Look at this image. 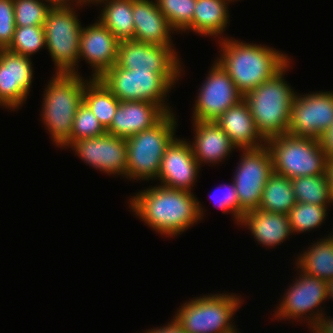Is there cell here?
Here are the masks:
<instances>
[{"instance_id": "obj_13", "label": "cell", "mask_w": 333, "mask_h": 333, "mask_svg": "<svg viewBox=\"0 0 333 333\" xmlns=\"http://www.w3.org/2000/svg\"><path fill=\"white\" fill-rule=\"evenodd\" d=\"M214 62L199 89L193 107L194 121H215L227 109L243 99V95L236 88L227 71L217 60Z\"/></svg>"}, {"instance_id": "obj_22", "label": "cell", "mask_w": 333, "mask_h": 333, "mask_svg": "<svg viewBox=\"0 0 333 333\" xmlns=\"http://www.w3.org/2000/svg\"><path fill=\"white\" fill-rule=\"evenodd\" d=\"M193 123L195 139L190 146L200 167L202 163L222 162L236 148L215 121Z\"/></svg>"}, {"instance_id": "obj_14", "label": "cell", "mask_w": 333, "mask_h": 333, "mask_svg": "<svg viewBox=\"0 0 333 333\" xmlns=\"http://www.w3.org/2000/svg\"><path fill=\"white\" fill-rule=\"evenodd\" d=\"M173 48L133 39L119 41L116 64L127 70L150 69L159 75H181L180 58Z\"/></svg>"}, {"instance_id": "obj_11", "label": "cell", "mask_w": 333, "mask_h": 333, "mask_svg": "<svg viewBox=\"0 0 333 333\" xmlns=\"http://www.w3.org/2000/svg\"><path fill=\"white\" fill-rule=\"evenodd\" d=\"M300 274L299 279L297 278L286 291L279 307H277L278 310L275 311L274 318L277 317L281 320L291 318L299 321V319L303 320L302 318L305 316L308 318L306 320H308L310 328H313L324 314L321 308L320 310L317 308L328 298L327 281L301 271ZM306 313H309L310 317Z\"/></svg>"}, {"instance_id": "obj_30", "label": "cell", "mask_w": 333, "mask_h": 333, "mask_svg": "<svg viewBox=\"0 0 333 333\" xmlns=\"http://www.w3.org/2000/svg\"><path fill=\"white\" fill-rule=\"evenodd\" d=\"M329 206L296 202L288 213L291 232H308L321 226Z\"/></svg>"}, {"instance_id": "obj_41", "label": "cell", "mask_w": 333, "mask_h": 333, "mask_svg": "<svg viewBox=\"0 0 333 333\" xmlns=\"http://www.w3.org/2000/svg\"><path fill=\"white\" fill-rule=\"evenodd\" d=\"M326 173L329 179L330 195L333 202V158L328 159Z\"/></svg>"}, {"instance_id": "obj_28", "label": "cell", "mask_w": 333, "mask_h": 333, "mask_svg": "<svg viewBox=\"0 0 333 333\" xmlns=\"http://www.w3.org/2000/svg\"><path fill=\"white\" fill-rule=\"evenodd\" d=\"M89 79L85 83L83 102L107 129L111 125L120 101L99 79Z\"/></svg>"}, {"instance_id": "obj_20", "label": "cell", "mask_w": 333, "mask_h": 333, "mask_svg": "<svg viewBox=\"0 0 333 333\" xmlns=\"http://www.w3.org/2000/svg\"><path fill=\"white\" fill-rule=\"evenodd\" d=\"M134 40L165 47H173L171 32L166 17L154 0L133 2Z\"/></svg>"}, {"instance_id": "obj_25", "label": "cell", "mask_w": 333, "mask_h": 333, "mask_svg": "<svg viewBox=\"0 0 333 333\" xmlns=\"http://www.w3.org/2000/svg\"><path fill=\"white\" fill-rule=\"evenodd\" d=\"M135 0H91V4H105L99 22L119 41L134 40L133 2Z\"/></svg>"}, {"instance_id": "obj_8", "label": "cell", "mask_w": 333, "mask_h": 333, "mask_svg": "<svg viewBox=\"0 0 333 333\" xmlns=\"http://www.w3.org/2000/svg\"><path fill=\"white\" fill-rule=\"evenodd\" d=\"M181 75H159L153 70H127L115 64L99 80L119 101H146L159 104L167 113V93ZM170 89V90H169Z\"/></svg>"}, {"instance_id": "obj_34", "label": "cell", "mask_w": 333, "mask_h": 333, "mask_svg": "<svg viewBox=\"0 0 333 333\" xmlns=\"http://www.w3.org/2000/svg\"><path fill=\"white\" fill-rule=\"evenodd\" d=\"M107 133L91 109L83 102L75 115L71 138L62 146H69L73 141L81 139L100 137Z\"/></svg>"}, {"instance_id": "obj_38", "label": "cell", "mask_w": 333, "mask_h": 333, "mask_svg": "<svg viewBox=\"0 0 333 333\" xmlns=\"http://www.w3.org/2000/svg\"><path fill=\"white\" fill-rule=\"evenodd\" d=\"M311 330L313 333H333V318L323 314Z\"/></svg>"}, {"instance_id": "obj_17", "label": "cell", "mask_w": 333, "mask_h": 333, "mask_svg": "<svg viewBox=\"0 0 333 333\" xmlns=\"http://www.w3.org/2000/svg\"><path fill=\"white\" fill-rule=\"evenodd\" d=\"M189 142L175 138L166 148L157 175L162 186L191 192L200 166Z\"/></svg>"}, {"instance_id": "obj_24", "label": "cell", "mask_w": 333, "mask_h": 333, "mask_svg": "<svg viewBox=\"0 0 333 333\" xmlns=\"http://www.w3.org/2000/svg\"><path fill=\"white\" fill-rule=\"evenodd\" d=\"M231 0H196L191 25L186 29L204 36H220L229 21Z\"/></svg>"}, {"instance_id": "obj_6", "label": "cell", "mask_w": 333, "mask_h": 333, "mask_svg": "<svg viewBox=\"0 0 333 333\" xmlns=\"http://www.w3.org/2000/svg\"><path fill=\"white\" fill-rule=\"evenodd\" d=\"M276 174L289 179L326 174L324 150L317 139L285 133L266 140Z\"/></svg>"}, {"instance_id": "obj_12", "label": "cell", "mask_w": 333, "mask_h": 333, "mask_svg": "<svg viewBox=\"0 0 333 333\" xmlns=\"http://www.w3.org/2000/svg\"><path fill=\"white\" fill-rule=\"evenodd\" d=\"M332 122L333 91L295 94L287 133L319 140Z\"/></svg>"}, {"instance_id": "obj_27", "label": "cell", "mask_w": 333, "mask_h": 333, "mask_svg": "<svg viewBox=\"0 0 333 333\" xmlns=\"http://www.w3.org/2000/svg\"><path fill=\"white\" fill-rule=\"evenodd\" d=\"M295 204L291 179L274 172L265 184L258 209L288 215Z\"/></svg>"}, {"instance_id": "obj_9", "label": "cell", "mask_w": 333, "mask_h": 333, "mask_svg": "<svg viewBox=\"0 0 333 333\" xmlns=\"http://www.w3.org/2000/svg\"><path fill=\"white\" fill-rule=\"evenodd\" d=\"M46 48L55 64V74H77L82 25L74 7L52 8L44 23Z\"/></svg>"}, {"instance_id": "obj_15", "label": "cell", "mask_w": 333, "mask_h": 333, "mask_svg": "<svg viewBox=\"0 0 333 333\" xmlns=\"http://www.w3.org/2000/svg\"><path fill=\"white\" fill-rule=\"evenodd\" d=\"M68 147L94 169L108 175L126 177L127 141L105 133L103 136L73 141Z\"/></svg>"}, {"instance_id": "obj_37", "label": "cell", "mask_w": 333, "mask_h": 333, "mask_svg": "<svg viewBox=\"0 0 333 333\" xmlns=\"http://www.w3.org/2000/svg\"><path fill=\"white\" fill-rule=\"evenodd\" d=\"M319 142L321 148L325 152L326 158H333V122L332 125L321 135Z\"/></svg>"}, {"instance_id": "obj_31", "label": "cell", "mask_w": 333, "mask_h": 333, "mask_svg": "<svg viewBox=\"0 0 333 333\" xmlns=\"http://www.w3.org/2000/svg\"><path fill=\"white\" fill-rule=\"evenodd\" d=\"M43 46L46 47L44 26H23L15 27L13 39L6 49L25 57H31Z\"/></svg>"}, {"instance_id": "obj_43", "label": "cell", "mask_w": 333, "mask_h": 333, "mask_svg": "<svg viewBox=\"0 0 333 333\" xmlns=\"http://www.w3.org/2000/svg\"><path fill=\"white\" fill-rule=\"evenodd\" d=\"M329 239L333 242V234H331L330 236H328Z\"/></svg>"}, {"instance_id": "obj_19", "label": "cell", "mask_w": 333, "mask_h": 333, "mask_svg": "<svg viewBox=\"0 0 333 333\" xmlns=\"http://www.w3.org/2000/svg\"><path fill=\"white\" fill-rule=\"evenodd\" d=\"M167 112L156 103L146 101H120L108 134L125 138L157 124Z\"/></svg>"}, {"instance_id": "obj_4", "label": "cell", "mask_w": 333, "mask_h": 333, "mask_svg": "<svg viewBox=\"0 0 333 333\" xmlns=\"http://www.w3.org/2000/svg\"><path fill=\"white\" fill-rule=\"evenodd\" d=\"M86 82L79 74H55L44 91L42 122L58 147L71 138L76 112L83 103Z\"/></svg>"}, {"instance_id": "obj_18", "label": "cell", "mask_w": 333, "mask_h": 333, "mask_svg": "<svg viewBox=\"0 0 333 333\" xmlns=\"http://www.w3.org/2000/svg\"><path fill=\"white\" fill-rule=\"evenodd\" d=\"M119 40L98 20L82 27L79 45V61L85 59L93 68L91 79H99L117 62Z\"/></svg>"}, {"instance_id": "obj_32", "label": "cell", "mask_w": 333, "mask_h": 333, "mask_svg": "<svg viewBox=\"0 0 333 333\" xmlns=\"http://www.w3.org/2000/svg\"><path fill=\"white\" fill-rule=\"evenodd\" d=\"M159 10L166 17L171 28L177 32L186 31L191 25L196 0H155Z\"/></svg>"}, {"instance_id": "obj_2", "label": "cell", "mask_w": 333, "mask_h": 333, "mask_svg": "<svg viewBox=\"0 0 333 333\" xmlns=\"http://www.w3.org/2000/svg\"><path fill=\"white\" fill-rule=\"evenodd\" d=\"M233 39H220L222 54L217 61L243 96L273 78L290 62L287 55L274 48Z\"/></svg>"}, {"instance_id": "obj_26", "label": "cell", "mask_w": 333, "mask_h": 333, "mask_svg": "<svg viewBox=\"0 0 333 333\" xmlns=\"http://www.w3.org/2000/svg\"><path fill=\"white\" fill-rule=\"evenodd\" d=\"M299 271L327 282L333 279V242L329 237L309 246L297 259Z\"/></svg>"}, {"instance_id": "obj_29", "label": "cell", "mask_w": 333, "mask_h": 333, "mask_svg": "<svg viewBox=\"0 0 333 333\" xmlns=\"http://www.w3.org/2000/svg\"><path fill=\"white\" fill-rule=\"evenodd\" d=\"M296 202L327 206L333 203L328 175H313L291 179Z\"/></svg>"}, {"instance_id": "obj_5", "label": "cell", "mask_w": 333, "mask_h": 333, "mask_svg": "<svg viewBox=\"0 0 333 333\" xmlns=\"http://www.w3.org/2000/svg\"><path fill=\"white\" fill-rule=\"evenodd\" d=\"M177 121L168 112L157 124L126 139V178L133 180L157 179L166 148L176 138Z\"/></svg>"}, {"instance_id": "obj_23", "label": "cell", "mask_w": 333, "mask_h": 333, "mask_svg": "<svg viewBox=\"0 0 333 333\" xmlns=\"http://www.w3.org/2000/svg\"><path fill=\"white\" fill-rule=\"evenodd\" d=\"M239 225L248 227L253 238L267 248L280 245L292 235L288 215L260 209L246 212Z\"/></svg>"}, {"instance_id": "obj_16", "label": "cell", "mask_w": 333, "mask_h": 333, "mask_svg": "<svg viewBox=\"0 0 333 333\" xmlns=\"http://www.w3.org/2000/svg\"><path fill=\"white\" fill-rule=\"evenodd\" d=\"M30 57L0 49V106L10 110L23 105L33 81Z\"/></svg>"}, {"instance_id": "obj_42", "label": "cell", "mask_w": 333, "mask_h": 333, "mask_svg": "<svg viewBox=\"0 0 333 333\" xmlns=\"http://www.w3.org/2000/svg\"><path fill=\"white\" fill-rule=\"evenodd\" d=\"M327 291H328V299L330 297V299L333 298V279L329 280L327 282Z\"/></svg>"}, {"instance_id": "obj_10", "label": "cell", "mask_w": 333, "mask_h": 333, "mask_svg": "<svg viewBox=\"0 0 333 333\" xmlns=\"http://www.w3.org/2000/svg\"><path fill=\"white\" fill-rule=\"evenodd\" d=\"M242 152L233 177L239 198V221L246 212L258 209L265 184L274 173L272 156L266 144L259 148L242 149Z\"/></svg>"}, {"instance_id": "obj_33", "label": "cell", "mask_w": 333, "mask_h": 333, "mask_svg": "<svg viewBox=\"0 0 333 333\" xmlns=\"http://www.w3.org/2000/svg\"><path fill=\"white\" fill-rule=\"evenodd\" d=\"M45 0H13L16 27L44 26L52 7Z\"/></svg>"}, {"instance_id": "obj_35", "label": "cell", "mask_w": 333, "mask_h": 333, "mask_svg": "<svg viewBox=\"0 0 333 333\" xmlns=\"http://www.w3.org/2000/svg\"><path fill=\"white\" fill-rule=\"evenodd\" d=\"M15 27L13 0H0V49L9 46Z\"/></svg>"}, {"instance_id": "obj_7", "label": "cell", "mask_w": 333, "mask_h": 333, "mask_svg": "<svg viewBox=\"0 0 333 333\" xmlns=\"http://www.w3.org/2000/svg\"><path fill=\"white\" fill-rule=\"evenodd\" d=\"M240 298L232 293L203 295L182 304L173 318L186 333H236L231 320Z\"/></svg>"}, {"instance_id": "obj_3", "label": "cell", "mask_w": 333, "mask_h": 333, "mask_svg": "<svg viewBox=\"0 0 333 333\" xmlns=\"http://www.w3.org/2000/svg\"><path fill=\"white\" fill-rule=\"evenodd\" d=\"M289 64L273 78L243 96L256 128L265 140L288 132L291 104L296 94L284 80Z\"/></svg>"}, {"instance_id": "obj_1", "label": "cell", "mask_w": 333, "mask_h": 333, "mask_svg": "<svg viewBox=\"0 0 333 333\" xmlns=\"http://www.w3.org/2000/svg\"><path fill=\"white\" fill-rule=\"evenodd\" d=\"M129 203L135 215L167 237L183 233L204 215L200 201L192 192L162 185L138 192Z\"/></svg>"}, {"instance_id": "obj_21", "label": "cell", "mask_w": 333, "mask_h": 333, "mask_svg": "<svg viewBox=\"0 0 333 333\" xmlns=\"http://www.w3.org/2000/svg\"><path fill=\"white\" fill-rule=\"evenodd\" d=\"M215 123L239 150L259 148L266 144V140L256 128L249 106L244 99L227 109L215 120Z\"/></svg>"}, {"instance_id": "obj_39", "label": "cell", "mask_w": 333, "mask_h": 333, "mask_svg": "<svg viewBox=\"0 0 333 333\" xmlns=\"http://www.w3.org/2000/svg\"><path fill=\"white\" fill-rule=\"evenodd\" d=\"M145 333H186L182 327L178 324L177 321H175V319L173 318V320L167 325L163 326V327H157V328H153L151 330H147V332Z\"/></svg>"}, {"instance_id": "obj_36", "label": "cell", "mask_w": 333, "mask_h": 333, "mask_svg": "<svg viewBox=\"0 0 333 333\" xmlns=\"http://www.w3.org/2000/svg\"><path fill=\"white\" fill-rule=\"evenodd\" d=\"M217 190L222 191V192H220L221 195H219L220 193L218 195L215 194L216 192H214V194H213V196H216L215 201L217 200L216 201L217 206L219 208H221V210H223L224 214L228 213L230 211V213L233 214V217H234L235 221L237 222V224L240 223V221H239V198H238L237 192L235 190L234 183L232 182L230 186L223 185V186L217 187ZM216 198H218V199H216ZM213 200H214V197H213Z\"/></svg>"}, {"instance_id": "obj_40", "label": "cell", "mask_w": 333, "mask_h": 333, "mask_svg": "<svg viewBox=\"0 0 333 333\" xmlns=\"http://www.w3.org/2000/svg\"><path fill=\"white\" fill-rule=\"evenodd\" d=\"M70 1H75L76 5L80 6L86 4V3H91V0H45L52 8H58V7H73L71 6Z\"/></svg>"}]
</instances>
